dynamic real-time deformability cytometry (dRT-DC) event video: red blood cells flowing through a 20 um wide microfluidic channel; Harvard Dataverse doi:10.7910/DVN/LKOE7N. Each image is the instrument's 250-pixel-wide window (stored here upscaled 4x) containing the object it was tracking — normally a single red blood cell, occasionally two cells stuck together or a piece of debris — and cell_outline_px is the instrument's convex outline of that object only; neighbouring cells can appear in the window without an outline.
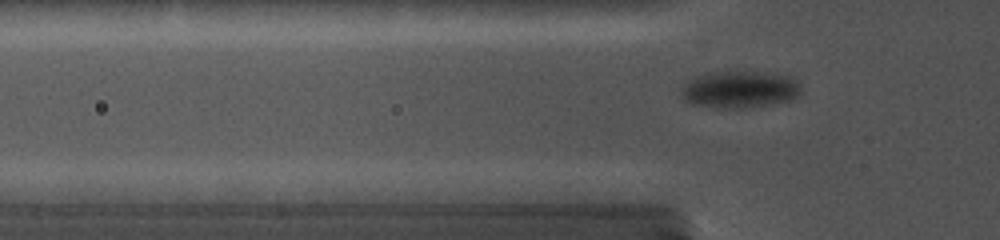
{"species": "common noctule bat (a hibernating species)", "species_latin": "Nyctalus noctula", "temperature_condition": "cold", "stored_images_in_passage": 86, "camera_frame_rate_fps": 5000, "um_per_image_px": 0.085, "animal": {"sex": "female", "body_mass_g": 19.0, "forearm_length_mm": 56.7}, "frame": {"image": 1, "passage_image": 29, "time_ms": 5.8, "image_size_px": [1000, 240], "cell_outline_px": [[800, 92], [796, 96], [788, 100], [772, 104], [740, 108], [724, 108], [692, 104], [684, 96], [684, 84], [688, 80], [704, 72], [776, 72], [788, 76], [796, 80], [800, 88]], "centroid_in_image_um": [62.9, 7.58], "position_along_channel_um": 62.9, "area_um2": 25.49}}
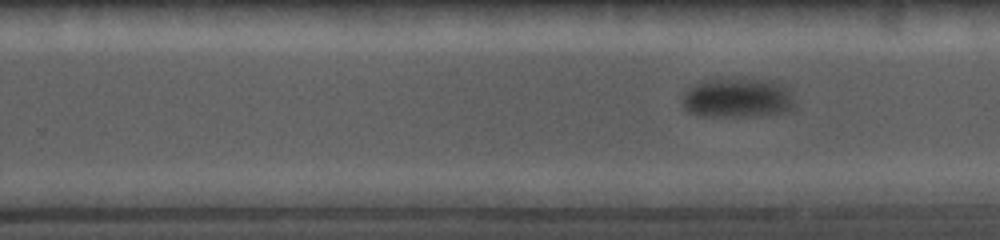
{"frame": {"image": 2, "passage_image": 57, "time_ms": 11.6, "image_size_px": [1000, 240], "cell_outline_px": [[796, 104], [792, 112], [756, 116], [700, 116], [688, 112], [684, 108], [684, 92], [692, 84], [732, 76], [768, 80], [780, 84], [788, 88]], "centroid_in_image_um": [62.73, 8.31], "position_along_channel_um": 267.1, "area_um2": 26.65}}
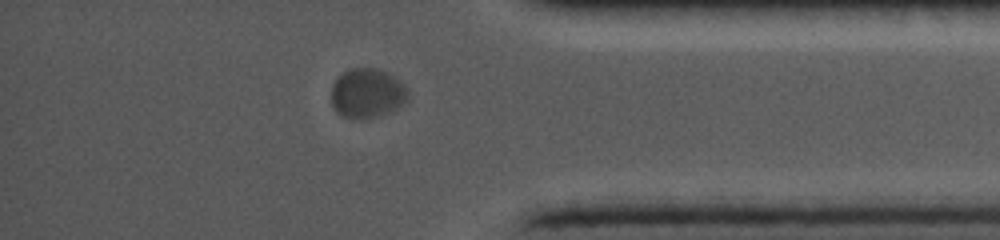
{"frame": {"image": 3, "passage_image": 75, "time_ms": 15.6, "image_size_px": [1000, 240], "cell_outline_px": [[408, 100], [396, 108], [372, 116], [344, 116], [336, 112], [332, 104], [332, 84], [336, 76], [348, 68], [376, 68], [388, 72], [400, 80], [408, 88]], "centroid_in_image_um": [31.2, 7.84], "position_along_channel_um": 404.0, "area_um2": 21.79}}